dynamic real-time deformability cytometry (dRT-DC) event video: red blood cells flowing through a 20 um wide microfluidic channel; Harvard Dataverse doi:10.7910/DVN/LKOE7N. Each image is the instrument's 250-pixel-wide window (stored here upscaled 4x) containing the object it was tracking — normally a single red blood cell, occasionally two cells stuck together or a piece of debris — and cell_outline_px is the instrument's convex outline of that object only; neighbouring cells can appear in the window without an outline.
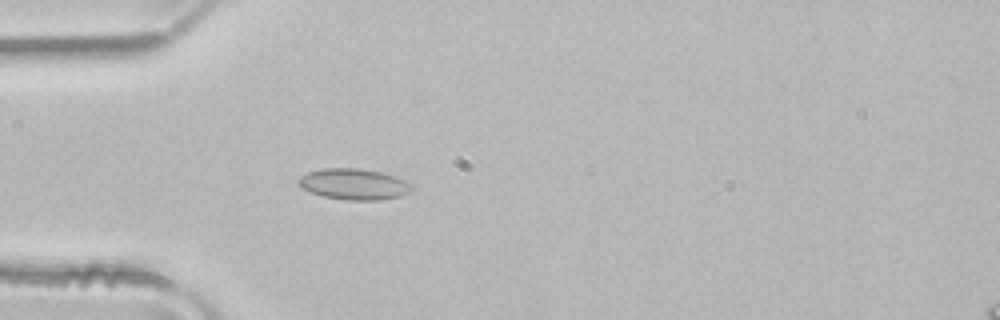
{"species": "common noctule bat (a hibernating species)", "species_latin": "Nyctalus noctula", "temperature_condition": "room temperature", "stored_images_in_passage": 51, "camera_frame_rate_fps": 3000, "um_per_image_px": 0.085, "animal": {"sex": "male", "body_mass_g": 21.5, "forearm_length_mm": 52.0}, "frame": {"image": 1, "passage_image": 15, "time_ms": 4.667, "image_size_px": [1000, 320], "cell_outline_px": [[412, 188], [408, 192], [400, 196], [380, 200], [348, 200], [324, 196], [300, 188], [296, 180], [300, 176], [308, 172], [324, 168], [360, 168], [380, 172], [404, 180], [412, 184]], "centroid_in_image_um": [30.04, 15.65], "position_along_channel_um": 55.0, "area_um2": 20.35}}
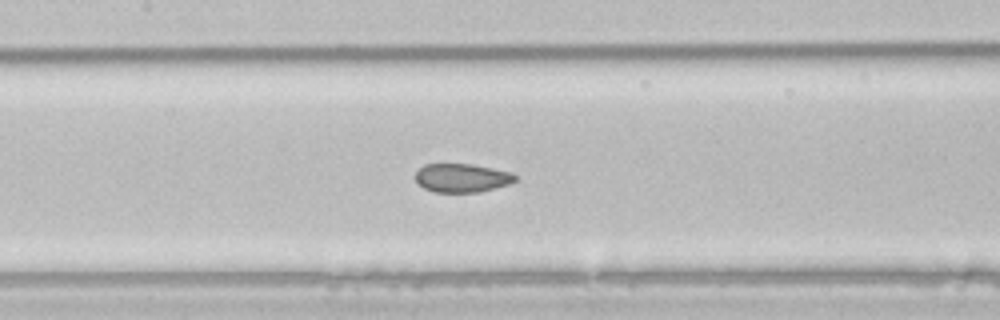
{"frame": {"image": 2, "passage_image": 24, "time_ms": 7.667, "image_size_px": [1000, 320], "cell_outline_px": [[516, 180], [508, 184], [480, 192], [436, 192], [424, 188], [416, 180], [416, 172], [424, 164], [472, 164], [512, 172], [516, 176]], "centroid_in_image_um": [39.27, 15.12], "position_along_channel_um": 168.1, "area_um2": 16.53}}
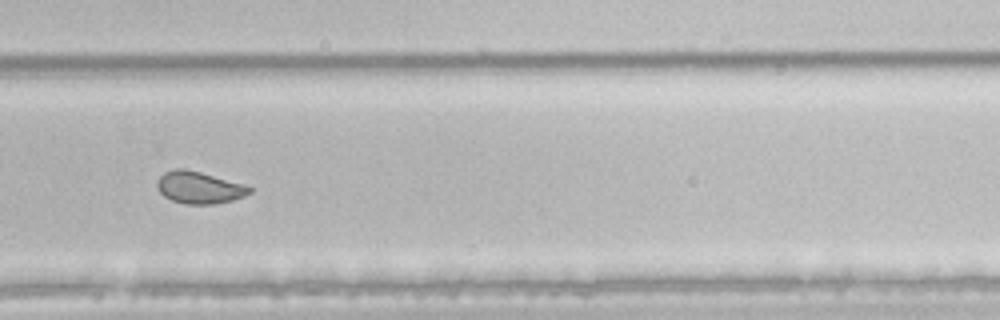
{"frame": {"image": 3, "passage_image": 35, "time_ms": 11.333, "image_size_px": [1000, 320], "cell_outline_px": [[252, 192], [244, 196], [232, 200], [216, 204], [184, 204], [172, 200], [164, 196], [160, 192], [156, 184], [160, 176], [164, 172], [176, 168], [184, 168], [200, 172], [244, 184], [252, 188]], "centroid_in_image_um": [16.93, 15.94], "position_along_channel_um": 312.9, "area_um2": 17.22}, "authors_computed_cell_mechanics": {"area_um2": 19.363, "velocity_mm_per_s": 3.9647, "shape_relaxation_time_tau1_ms": 9.4252, "shape_relaxation_time_tau2_ms": 0.8967, "deformation_change_tau1": 0.1364, "deformation_change_tau2": 0.055}}